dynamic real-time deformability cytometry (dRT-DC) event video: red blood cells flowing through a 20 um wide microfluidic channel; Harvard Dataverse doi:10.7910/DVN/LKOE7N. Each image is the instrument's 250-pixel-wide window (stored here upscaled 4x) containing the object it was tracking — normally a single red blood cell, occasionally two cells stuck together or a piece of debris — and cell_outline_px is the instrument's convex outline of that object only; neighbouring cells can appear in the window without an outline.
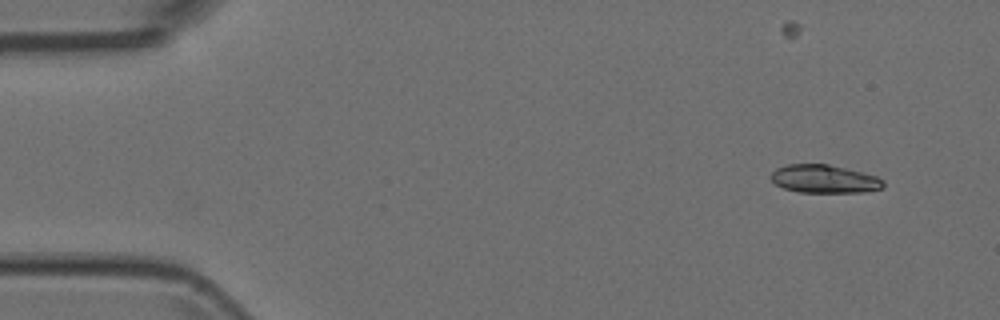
{"species": "Egyptian fruit bat (a non-hibernating species)", "species_latin": "Rousettus aegyptiacus", "temperature_condition": "room temperature", "stored_images_in_passage": 5, "camera_frame_rate_fps": 3000, "um_per_image_px": 0.085, "animal": {"sex": "female"}, "frame": {"image": 1, "passage_image": 2, "time_ms": 0.333, "image_size_px": [1000, 320], "cell_outline_px": [[884, 184], [880, 188], [864, 192], [800, 192], [784, 188], [776, 184], [772, 180], [772, 172], [776, 168], [788, 164], [828, 164], [876, 176], [884, 180]], "centroid_in_image_um": [70.05, 15.21], "position_along_channel_um": 14.9, "area_um2": 18.15}}
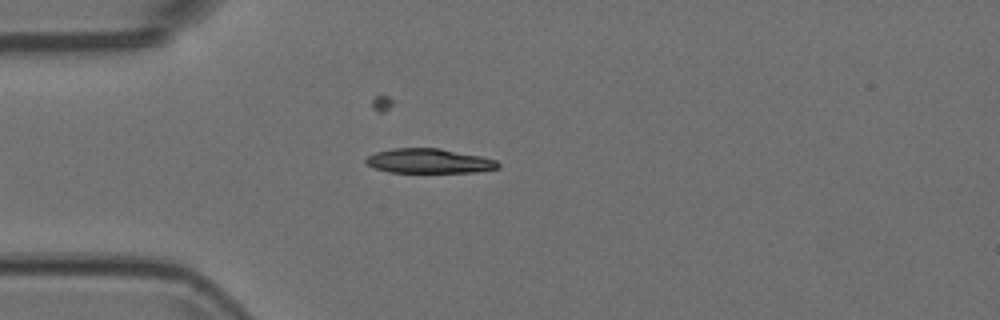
{"frame": {"image": 2, "passage_image": 5, "time_ms": 1.333, "image_size_px": [1000, 320], "cell_outline_px": [[500, 168], [476, 172], [388, 172], [364, 164], [364, 160], [368, 156], [376, 152], [392, 148], [440, 148], [480, 156], [496, 160], [500, 164]], "centroid_in_image_um": [36.45, 13.68], "position_along_channel_um": 48.5, "area_um2": 18.96}}